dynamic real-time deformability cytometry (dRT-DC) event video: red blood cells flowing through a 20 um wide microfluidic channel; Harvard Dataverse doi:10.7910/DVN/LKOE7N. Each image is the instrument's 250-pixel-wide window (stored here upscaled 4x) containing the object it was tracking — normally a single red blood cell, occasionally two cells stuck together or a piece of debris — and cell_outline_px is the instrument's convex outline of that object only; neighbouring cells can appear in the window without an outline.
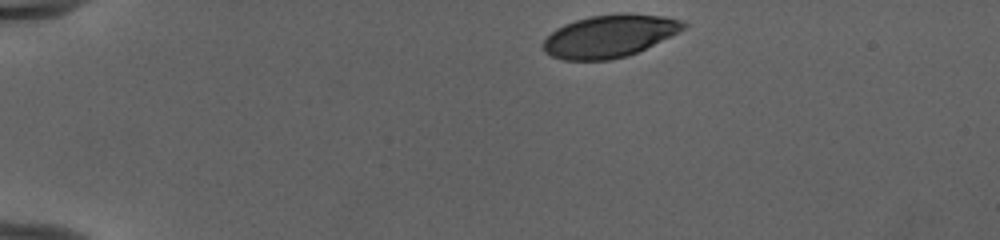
{"species": "human", "species_latin": "Homo sapiens", "temperature_condition": "cold", "stored_images_in_passage": 38, "camera_frame_rate_fps": 3000, "um_per_image_px": 0.085, "donor": {"sex": "female"}, "frame": {"image": 1, "passage_image": 1, "time_ms": 0.0, "image_size_px": [1000, 240], "cell_outline_px": [[688, 24], [684, 28], [672, 36], [628, 56], [608, 60], [564, 60], [552, 56], [544, 52], [544, 40], [556, 28], [564, 24], [576, 20], [592, 16], [628, 12], [664, 16], [684, 20]], "centroid_in_image_um": [51.85, 3.05], "position_along_channel_um": 33.2, "area_um2": 34.8}}
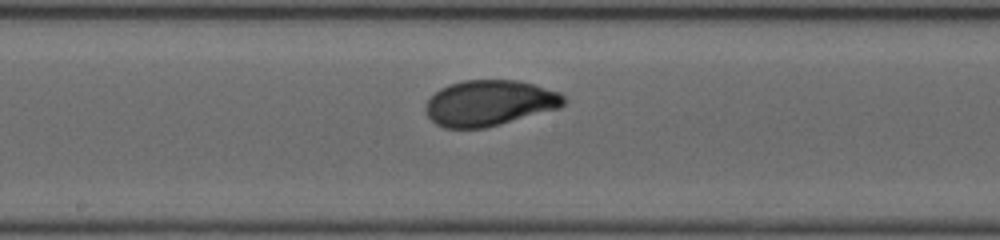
{"frame": {"image": 2, "passage_image": 20, "time_ms": 6.333, "image_size_px": [1000, 240], "cell_outline_px": [[568, 100], [560, 108], [500, 124], [484, 128], [444, 128], [436, 124], [428, 116], [424, 108], [424, 104], [440, 88], [448, 84], [464, 80], [516, 80], [532, 84], [560, 92]], "centroid_in_image_um": [41.6, 8.75], "position_along_channel_um": 206.6, "area_um2": 36.88}}
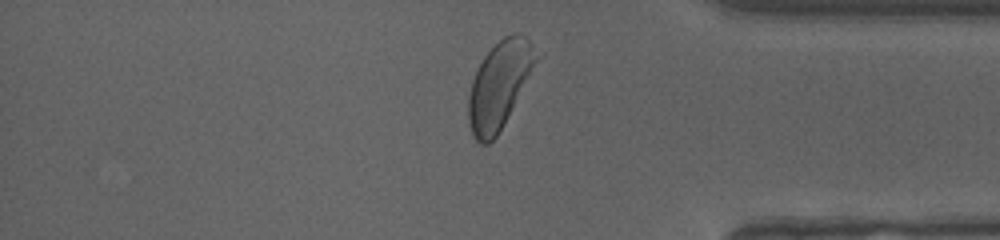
{"frame": {"image": 3, "passage_image": 35, "time_ms": 11.333, "image_size_px": [1000, 240], "cell_outline_px": [[544, 52], [496, 136], [488, 144], [480, 144], [472, 136], [468, 120], [468, 96], [472, 80], [484, 56], [504, 36], [512, 32], [516, 32], [524, 36]], "centroid_in_image_um": [42.49, 7.17], "position_along_channel_um": 392.7, "area_um2": 34.51}, "authors_computed_cell_mechanics": {"area_um2": 36.3851, "velocity_mm_per_s": 3.9558, "shape_relaxation_time_tau1_ms": 2.4534, "shape_relaxation_time_tau2_ms": null, "deformation_change_tau1": 0.1299, "deformation_change_tau2": null}}